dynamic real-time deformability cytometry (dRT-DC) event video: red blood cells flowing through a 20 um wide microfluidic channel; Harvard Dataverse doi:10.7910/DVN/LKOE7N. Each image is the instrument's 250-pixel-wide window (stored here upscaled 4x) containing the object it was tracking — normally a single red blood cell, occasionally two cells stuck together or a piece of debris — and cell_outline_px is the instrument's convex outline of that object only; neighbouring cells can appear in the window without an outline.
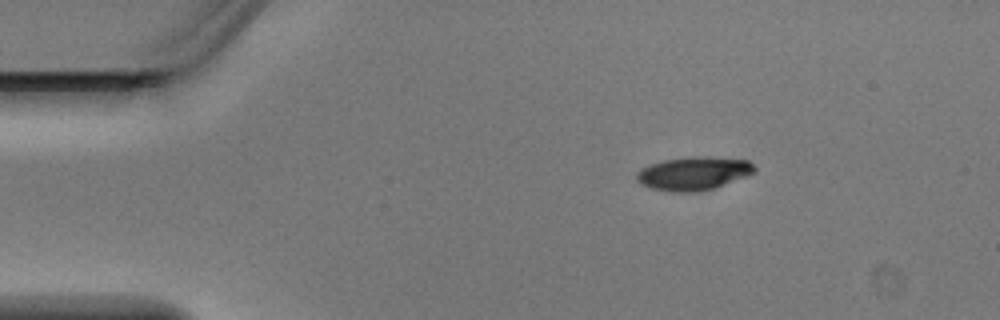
{"species": "Egyptian fruit bat (a non-hibernating species)", "species_latin": "Rousettus aegyptiacus", "temperature_condition": "warm", "stored_images_in_passage": 5, "camera_frame_rate_fps": 3000, "um_per_image_px": 0.085, "animal": {"sex": "male"}, "frame": {"image": 1, "passage_image": 1, "time_ms": 0.0, "image_size_px": [1000, 320], "cell_outline_px": [[756, 172], [712, 188], [696, 192], [672, 192], [652, 188], [640, 184], [636, 180], [636, 172], [640, 168], [648, 164], [664, 160], [692, 156], [712, 156], [748, 160], [756, 168]], "centroid_in_image_um": [58.91, 14.72], "position_along_channel_um": 26.1, "area_um2": 23.0}}
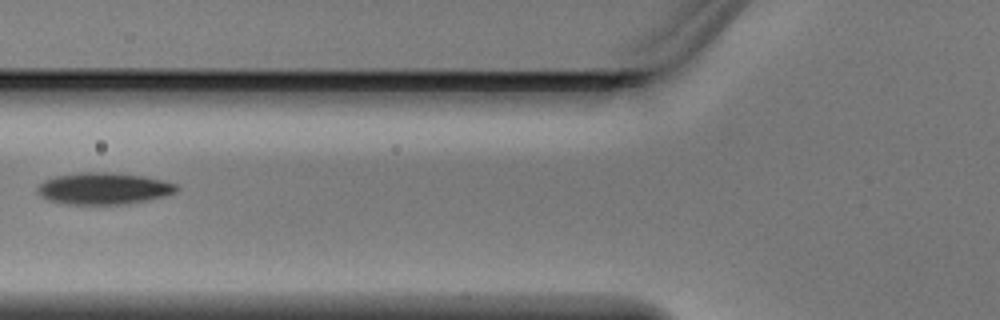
{"frame": {"image": 2, "passage_image": 4, "time_ms": 1.0, "image_size_px": [1000, 320], "cell_outline_px": [[180, 188], [176, 192], [164, 196], [148, 200], [124, 204], [64, 204], [48, 200], [40, 196], [36, 192], [40, 184], [44, 180], [56, 176], [80, 172], [108, 172], [144, 176], [176, 184]], "centroid_in_image_um": [8.79, 16.02], "position_along_channel_um": 117.0, "area_um2": 25.72}}
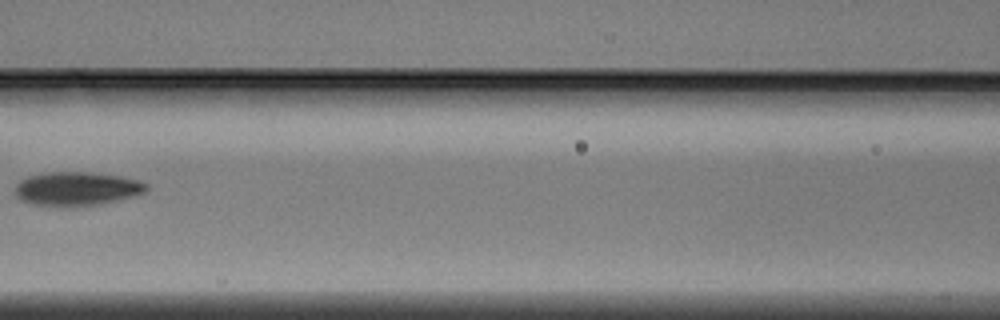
{"frame": {"image": 3, "passage_image": 5, "time_ms": 1.333, "image_size_px": [1000, 320], "cell_outline_px": [[148, 188], [144, 192], [132, 196], [116, 200], [96, 204], [32, 204], [20, 200], [16, 196], [16, 184], [20, 180], [28, 176], [44, 172], [88, 172], [120, 176], [140, 180], [148, 184]], "centroid_in_image_um": [6.52, 15.99], "position_along_channel_um": 160.1, "area_um2": 25.14}}